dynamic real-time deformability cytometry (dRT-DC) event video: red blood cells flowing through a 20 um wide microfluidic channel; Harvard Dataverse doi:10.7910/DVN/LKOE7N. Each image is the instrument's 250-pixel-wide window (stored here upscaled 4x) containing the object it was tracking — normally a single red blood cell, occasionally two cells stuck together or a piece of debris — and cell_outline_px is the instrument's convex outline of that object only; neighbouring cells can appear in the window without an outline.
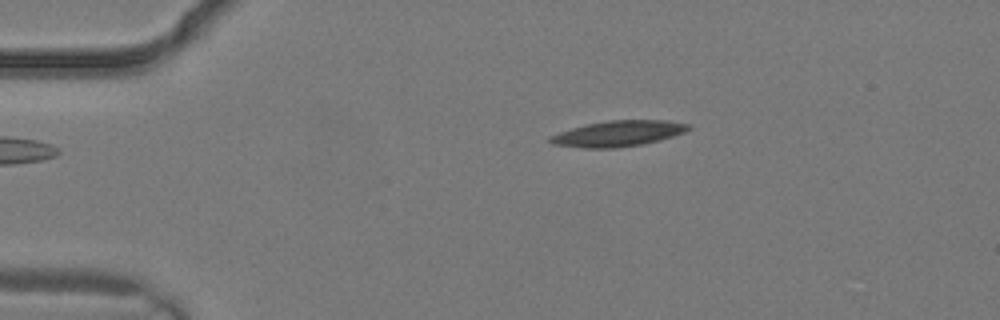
{"species": "common noctule bat (a hibernating species)", "species_latin": "Nyctalus noctula", "temperature_condition": "warm", "stored_images_in_passage": 2, "camera_frame_rate_fps": 3000, "um_per_image_px": 0.085, "animal": {"sex": "male", "body_mass_g": 19.2, "forearm_length_mm": 51.8}, "frame": {"image": 1, "passage_image": 1, "time_ms": 0.0, "image_size_px": [1000, 320], "cell_outline_px": [[692, 128], [684, 132], [660, 140], [644, 144], [616, 148], [584, 148], [552, 144], [548, 140], [548, 136], [572, 128], [588, 124], [608, 120], [668, 120], [692, 124]], "centroid_in_image_um": [52.57, 11.35], "position_along_channel_um": 32.4, "area_um2": 20.87}}